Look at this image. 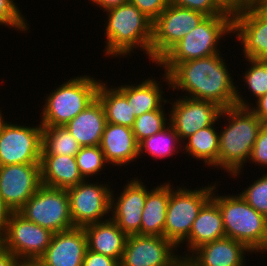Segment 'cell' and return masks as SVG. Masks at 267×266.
<instances>
[{
    "instance_id": "obj_15",
    "label": "cell",
    "mask_w": 267,
    "mask_h": 266,
    "mask_svg": "<svg viewBox=\"0 0 267 266\" xmlns=\"http://www.w3.org/2000/svg\"><path fill=\"white\" fill-rule=\"evenodd\" d=\"M52 235L50 230L12 212L6 227V249L18 260L40 258L50 245Z\"/></svg>"
},
{
    "instance_id": "obj_14",
    "label": "cell",
    "mask_w": 267,
    "mask_h": 266,
    "mask_svg": "<svg viewBox=\"0 0 267 266\" xmlns=\"http://www.w3.org/2000/svg\"><path fill=\"white\" fill-rule=\"evenodd\" d=\"M177 96L175 95L174 98L171 96L167 105H170L168 106L170 124L179 135L182 143L198 130L211 126L219 119L222 108L217 104Z\"/></svg>"
},
{
    "instance_id": "obj_2",
    "label": "cell",
    "mask_w": 267,
    "mask_h": 266,
    "mask_svg": "<svg viewBox=\"0 0 267 266\" xmlns=\"http://www.w3.org/2000/svg\"><path fill=\"white\" fill-rule=\"evenodd\" d=\"M220 118L224 122L219 126L218 170L237 181L242 178L264 123L248 107L222 109Z\"/></svg>"
},
{
    "instance_id": "obj_26",
    "label": "cell",
    "mask_w": 267,
    "mask_h": 266,
    "mask_svg": "<svg viewBox=\"0 0 267 266\" xmlns=\"http://www.w3.org/2000/svg\"><path fill=\"white\" fill-rule=\"evenodd\" d=\"M170 179L157 183L158 185L148 192L145 201L142 221L141 235L164 236L167 208L170 198Z\"/></svg>"
},
{
    "instance_id": "obj_34",
    "label": "cell",
    "mask_w": 267,
    "mask_h": 266,
    "mask_svg": "<svg viewBox=\"0 0 267 266\" xmlns=\"http://www.w3.org/2000/svg\"><path fill=\"white\" fill-rule=\"evenodd\" d=\"M22 13L16 0H0V25L10 28L11 31H18L17 33L29 34L31 25L26 19L27 15L25 17Z\"/></svg>"
},
{
    "instance_id": "obj_17",
    "label": "cell",
    "mask_w": 267,
    "mask_h": 266,
    "mask_svg": "<svg viewBox=\"0 0 267 266\" xmlns=\"http://www.w3.org/2000/svg\"><path fill=\"white\" fill-rule=\"evenodd\" d=\"M233 38L241 57L267 60V16L253 3L233 17Z\"/></svg>"
},
{
    "instance_id": "obj_11",
    "label": "cell",
    "mask_w": 267,
    "mask_h": 266,
    "mask_svg": "<svg viewBox=\"0 0 267 266\" xmlns=\"http://www.w3.org/2000/svg\"><path fill=\"white\" fill-rule=\"evenodd\" d=\"M6 121L0 134V166L40 164L42 125ZM13 123H12V122ZM27 125V126H26Z\"/></svg>"
},
{
    "instance_id": "obj_49",
    "label": "cell",
    "mask_w": 267,
    "mask_h": 266,
    "mask_svg": "<svg viewBox=\"0 0 267 266\" xmlns=\"http://www.w3.org/2000/svg\"><path fill=\"white\" fill-rule=\"evenodd\" d=\"M176 266H193L190 262H188L186 259H181Z\"/></svg>"
},
{
    "instance_id": "obj_42",
    "label": "cell",
    "mask_w": 267,
    "mask_h": 266,
    "mask_svg": "<svg viewBox=\"0 0 267 266\" xmlns=\"http://www.w3.org/2000/svg\"><path fill=\"white\" fill-rule=\"evenodd\" d=\"M127 3H129V0H95L92 3V6L95 5L96 10H98L97 8H99V10H103L102 12L104 13L111 8Z\"/></svg>"
},
{
    "instance_id": "obj_20",
    "label": "cell",
    "mask_w": 267,
    "mask_h": 266,
    "mask_svg": "<svg viewBox=\"0 0 267 266\" xmlns=\"http://www.w3.org/2000/svg\"><path fill=\"white\" fill-rule=\"evenodd\" d=\"M84 228L53 233L50 245L40 259L47 266H82L87 251Z\"/></svg>"
},
{
    "instance_id": "obj_43",
    "label": "cell",
    "mask_w": 267,
    "mask_h": 266,
    "mask_svg": "<svg viewBox=\"0 0 267 266\" xmlns=\"http://www.w3.org/2000/svg\"><path fill=\"white\" fill-rule=\"evenodd\" d=\"M12 211L9 207L2 201L0 197V229H6L7 222L11 215Z\"/></svg>"
},
{
    "instance_id": "obj_18",
    "label": "cell",
    "mask_w": 267,
    "mask_h": 266,
    "mask_svg": "<svg viewBox=\"0 0 267 266\" xmlns=\"http://www.w3.org/2000/svg\"><path fill=\"white\" fill-rule=\"evenodd\" d=\"M159 78L150 75V77L148 76L147 79L144 78L139 82V79H137L136 82L128 80L126 81L127 83H125V81L124 83H115L117 85L114 84V86L127 98L128 103H131L132 112L136 117H138L144 113L162 109L165 104H168L169 98H166V96L172 95L171 92H169V76L166 72H163L161 75H159ZM162 82H164L166 85ZM165 86L168 87L166 89V91L168 90L167 93H170L168 95L165 94L166 91H164L165 89H163V87L165 88Z\"/></svg>"
},
{
    "instance_id": "obj_31",
    "label": "cell",
    "mask_w": 267,
    "mask_h": 266,
    "mask_svg": "<svg viewBox=\"0 0 267 266\" xmlns=\"http://www.w3.org/2000/svg\"><path fill=\"white\" fill-rule=\"evenodd\" d=\"M81 147L64 125L42 126L41 155L76 156Z\"/></svg>"
},
{
    "instance_id": "obj_19",
    "label": "cell",
    "mask_w": 267,
    "mask_h": 266,
    "mask_svg": "<svg viewBox=\"0 0 267 266\" xmlns=\"http://www.w3.org/2000/svg\"><path fill=\"white\" fill-rule=\"evenodd\" d=\"M249 255L253 252L243 243L225 236L195 249L186 260L193 266H247Z\"/></svg>"
},
{
    "instance_id": "obj_8",
    "label": "cell",
    "mask_w": 267,
    "mask_h": 266,
    "mask_svg": "<svg viewBox=\"0 0 267 266\" xmlns=\"http://www.w3.org/2000/svg\"><path fill=\"white\" fill-rule=\"evenodd\" d=\"M26 220L58 233L74 228L66 189L41 185L37 192L18 210Z\"/></svg>"
},
{
    "instance_id": "obj_44",
    "label": "cell",
    "mask_w": 267,
    "mask_h": 266,
    "mask_svg": "<svg viewBox=\"0 0 267 266\" xmlns=\"http://www.w3.org/2000/svg\"><path fill=\"white\" fill-rule=\"evenodd\" d=\"M17 257L14 256L8 249L0 254V266H17Z\"/></svg>"
},
{
    "instance_id": "obj_33",
    "label": "cell",
    "mask_w": 267,
    "mask_h": 266,
    "mask_svg": "<svg viewBox=\"0 0 267 266\" xmlns=\"http://www.w3.org/2000/svg\"><path fill=\"white\" fill-rule=\"evenodd\" d=\"M165 107L167 106L136 117L132 131L138 143L143 139L160 132L170 124V112L168 107Z\"/></svg>"
},
{
    "instance_id": "obj_35",
    "label": "cell",
    "mask_w": 267,
    "mask_h": 266,
    "mask_svg": "<svg viewBox=\"0 0 267 266\" xmlns=\"http://www.w3.org/2000/svg\"><path fill=\"white\" fill-rule=\"evenodd\" d=\"M257 176L238 194L258 213L267 218V172Z\"/></svg>"
},
{
    "instance_id": "obj_25",
    "label": "cell",
    "mask_w": 267,
    "mask_h": 266,
    "mask_svg": "<svg viewBox=\"0 0 267 266\" xmlns=\"http://www.w3.org/2000/svg\"><path fill=\"white\" fill-rule=\"evenodd\" d=\"M41 183L48 187L68 189L81 183L75 156L41 155Z\"/></svg>"
},
{
    "instance_id": "obj_39",
    "label": "cell",
    "mask_w": 267,
    "mask_h": 266,
    "mask_svg": "<svg viewBox=\"0 0 267 266\" xmlns=\"http://www.w3.org/2000/svg\"><path fill=\"white\" fill-rule=\"evenodd\" d=\"M82 266H119V262L112 257L87 249Z\"/></svg>"
},
{
    "instance_id": "obj_7",
    "label": "cell",
    "mask_w": 267,
    "mask_h": 266,
    "mask_svg": "<svg viewBox=\"0 0 267 266\" xmlns=\"http://www.w3.org/2000/svg\"><path fill=\"white\" fill-rule=\"evenodd\" d=\"M170 179V198L165 223V238L177 247L189 236L193 222L203 205L212 197L214 182L191 188Z\"/></svg>"
},
{
    "instance_id": "obj_12",
    "label": "cell",
    "mask_w": 267,
    "mask_h": 266,
    "mask_svg": "<svg viewBox=\"0 0 267 266\" xmlns=\"http://www.w3.org/2000/svg\"><path fill=\"white\" fill-rule=\"evenodd\" d=\"M136 176L126 180V183L118 189L112 188L110 218L127 235H141L142 213L148 192L153 188L145 184V180ZM116 192V193H115Z\"/></svg>"
},
{
    "instance_id": "obj_13",
    "label": "cell",
    "mask_w": 267,
    "mask_h": 266,
    "mask_svg": "<svg viewBox=\"0 0 267 266\" xmlns=\"http://www.w3.org/2000/svg\"><path fill=\"white\" fill-rule=\"evenodd\" d=\"M179 251L164 236L129 235L119 266H176Z\"/></svg>"
},
{
    "instance_id": "obj_21",
    "label": "cell",
    "mask_w": 267,
    "mask_h": 266,
    "mask_svg": "<svg viewBox=\"0 0 267 266\" xmlns=\"http://www.w3.org/2000/svg\"><path fill=\"white\" fill-rule=\"evenodd\" d=\"M223 237H225V229L222 214L217 202L211 197L193 222L189 236L178 246L180 250L182 249L179 251L180 256L186 259L200 246Z\"/></svg>"
},
{
    "instance_id": "obj_40",
    "label": "cell",
    "mask_w": 267,
    "mask_h": 266,
    "mask_svg": "<svg viewBox=\"0 0 267 266\" xmlns=\"http://www.w3.org/2000/svg\"><path fill=\"white\" fill-rule=\"evenodd\" d=\"M215 4L232 17L242 12L251 2L249 0H213Z\"/></svg>"
},
{
    "instance_id": "obj_41",
    "label": "cell",
    "mask_w": 267,
    "mask_h": 266,
    "mask_svg": "<svg viewBox=\"0 0 267 266\" xmlns=\"http://www.w3.org/2000/svg\"><path fill=\"white\" fill-rule=\"evenodd\" d=\"M248 108L260 121L267 124V93L255 100Z\"/></svg>"
},
{
    "instance_id": "obj_51",
    "label": "cell",
    "mask_w": 267,
    "mask_h": 266,
    "mask_svg": "<svg viewBox=\"0 0 267 266\" xmlns=\"http://www.w3.org/2000/svg\"><path fill=\"white\" fill-rule=\"evenodd\" d=\"M88 1H89L88 4H92L95 0H88Z\"/></svg>"
},
{
    "instance_id": "obj_6",
    "label": "cell",
    "mask_w": 267,
    "mask_h": 266,
    "mask_svg": "<svg viewBox=\"0 0 267 266\" xmlns=\"http://www.w3.org/2000/svg\"><path fill=\"white\" fill-rule=\"evenodd\" d=\"M86 74V75H85ZM93 73H81L59 83L42 97L39 122L42 126H63L83 111L96 99L101 78Z\"/></svg>"
},
{
    "instance_id": "obj_37",
    "label": "cell",
    "mask_w": 267,
    "mask_h": 266,
    "mask_svg": "<svg viewBox=\"0 0 267 266\" xmlns=\"http://www.w3.org/2000/svg\"><path fill=\"white\" fill-rule=\"evenodd\" d=\"M169 4L195 10L206 16L229 15L224 13L213 0H169Z\"/></svg>"
},
{
    "instance_id": "obj_10",
    "label": "cell",
    "mask_w": 267,
    "mask_h": 266,
    "mask_svg": "<svg viewBox=\"0 0 267 266\" xmlns=\"http://www.w3.org/2000/svg\"><path fill=\"white\" fill-rule=\"evenodd\" d=\"M93 180H83L67 189L74 227L83 228L110 218L111 192L114 185L111 186L110 181L106 179L104 182Z\"/></svg>"
},
{
    "instance_id": "obj_5",
    "label": "cell",
    "mask_w": 267,
    "mask_h": 266,
    "mask_svg": "<svg viewBox=\"0 0 267 266\" xmlns=\"http://www.w3.org/2000/svg\"><path fill=\"white\" fill-rule=\"evenodd\" d=\"M217 180L214 181L212 198L221 211L225 236L243 243L256 256L260 255L267 248V218L237 192L218 194L221 180Z\"/></svg>"
},
{
    "instance_id": "obj_30",
    "label": "cell",
    "mask_w": 267,
    "mask_h": 266,
    "mask_svg": "<svg viewBox=\"0 0 267 266\" xmlns=\"http://www.w3.org/2000/svg\"><path fill=\"white\" fill-rule=\"evenodd\" d=\"M178 153L183 155V143L171 124L138 143L139 159L148 155L150 160L154 158L153 160L158 161L173 158Z\"/></svg>"
},
{
    "instance_id": "obj_29",
    "label": "cell",
    "mask_w": 267,
    "mask_h": 266,
    "mask_svg": "<svg viewBox=\"0 0 267 266\" xmlns=\"http://www.w3.org/2000/svg\"><path fill=\"white\" fill-rule=\"evenodd\" d=\"M96 98L103 106L106 122L132 128L136 119L132 112L131 103L127 98L107 80H101Z\"/></svg>"
},
{
    "instance_id": "obj_23",
    "label": "cell",
    "mask_w": 267,
    "mask_h": 266,
    "mask_svg": "<svg viewBox=\"0 0 267 266\" xmlns=\"http://www.w3.org/2000/svg\"><path fill=\"white\" fill-rule=\"evenodd\" d=\"M84 228L88 250L103 254L120 262L127 235L111 218L87 225Z\"/></svg>"
},
{
    "instance_id": "obj_45",
    "label": "cell",
    "mask_w": 267,
    "mask_h": 266,
    "mask_svg": "<svg viewBox=\"0 0 267 266\" xmlns=\"http://www.w3.org/2000/svg\"><path fill=\"white\" fill-rule=\"evenodd\" d=\"M17 266H47L40 258L35 259H19Z\"/></svg>"
},
{
    "instance_id": "obj_16",
    "label": "cell",
    "mask_w": 267,
    "mask_h": 266,
    "mask_svg": "<svg viewBox=\"0 0 267 266\" xmlns=\"http://www.w3.org/2000/svg\"><path fill=\"white\" fill-rule=\"evenodd\" d=\"M41 185L40 164L0 166V197L12 212H18Z\"/></svg>"
},
{
    "instance_id": "obj_36",
    "label": "cell",
    "mask_w": 267,
    "mask_h": 266,
    "mask_svg": "<svg viewBox=\"0 0 267 266\" xmlns=\"http://www.w3.org/2000/svg\"><path fill=\"white\" fill-rule=\"evenodd\" d=\"M248 163L251 164V167L256 165L259 170L263 169L261 173L267 172V124H264L259 130Z\"/></svg>"
},
{
    "instance_id": "obj_1",
    "label": "cell",
    "mask_w": 267,
    "mask_h": 266,
    "mask_svg": "<svg viewBox=\"0 0 267 266\" xmlns=\"http://www.w3.org/2000/svg\"><path fill=\"white\" fill-rule=\"evenodd\" d=\"M223 52L178 63L168 73L171 92L181 91L176 95L210 101L222 109L235 106L237 81Z\"/></svg>"
},
{
    "instance_id": "obj_50",
    "label": "cell",
    "mask_w": 267,
    "mask_h": 266,
    "mask_svg": "<svg viewBox=\"0 0 267 266\" xmlns=\"http://www.w3.org/2000/svg\"><path fill=\"white\" fill-rule=\"evenodd\" d=\"M261 254H264L265 257H267V256H266V254H267V248H266Z\"/></svg>"
},
{
    "instance_id": "obj_38",
    "label": "cell",
    "mask_w": 267,
    "mask_h": 266,
    "mask_svg": "<svg viewBox=\"0 0 267 266\" xmlns=\"http://www.w3.org/2000/svg\"><path fill=\"white\" fill-rule=\"evenodd\" d=\"M152 22L166 9L169 0H129Z\"/></svg>"
},
{
    "instance_id": "obj_9",
    "label": "cell",
    "mask_w": 267,
    "mask_h": 266,
    "mask_svg": "<svg viewBox=\"0 0 267 266\" xmlns=\"http://www.w3.org/2000/svg\"><path fill=\"white\" fill-rule=\"evenodd\" d=\"M206 17L201 12L169 4L153 21L150 64L156 65L184 35L196 28Z\"/></svg>"
},
{
    "instance_id": "obj_28",
    "label": "cell",
    "mask_w": 267,
    "mask_h": 266,
    "mask_svg": "<svg viewBox=\"0 0 267 266\" xmlns=\"http://www.w3.org/2000/svg\"><path fill=\"white\" fill-rule=\"evenodd\" d=\"M241 61L246 62V69L239 78L243 83L238 80L235 106L249 107L255 100L267 93V60L242 57L240 63ZM243 89L244 91H242Z\"/></svg>"
},
{
    "instance_id": "obj_27",
    "label": "cell",
    "mask_w": 267,
    "mask_h": 266,
    "mask_svg": "<svg viewBox=\"0 0 267 266\" xmlns=\"http://www.w3.org/2000/svg\"><path fill=\"white\" fill-rule=\"evenodd\" d=\"M221 118L204 129H200L193 135L189 136L183 142V153L185 156L200 161L205 166L213 169V172L218 170V150H219V124ZM218 125V126H217ZM214 169H216L214 171Z\"/></svg>"
},
{
    "instance_id": "obj_47",
    "label": "cell",
    "mask_w": 267,
    "mask_h": 266,
    "mask_svg": "<svg viewBox=\"0 0 267 266\" xmlns=\"http://www.w3.org/2000/svg\"><path fill=\"white\" fill-rule=\"evenodd\" d=\"M6 250V229H0V254Z\"/></svg>"
},
{
    "instance_id": "obj_4",
    "label": "cell",
    "mask_w": 267,
    "mask_h": 266,
    "mask_svg": "<svg viewBox=\"0 0 267 266\" xmlns=\"http://www.w3.org/2000/svg\"><path fill=\"white\" fill-rule=\"evenodd\" d=\"M232 35L231 15L207 16L196 28L184 35L154 66L160 67L158 71L162 70L168 74L178 63L219 54L225 51L221 49L226 48V45H223L226 42L225 38H233Z\"/></svg>"
},
{
    "instance_id": "obj_22",
    "label": "cell",
    "mask_w": 267,
    "mask_h": 266,
    "mask_svg": "<svg viewBox=\"0 0 267 266\" xmlns=\"http://www.w3.org/2000/svg\"><path fill=\"white\" fill-rule=\"evenodd\" d=\"M100 148L104 153L106 162L121 170V167L139 161L138 142L135 139L132 128L106 122Z\"/></svg>"
},
{
    "instance_id": "obj_32",
    "label": "cell",
    "mask_w": 267,
    "mask_h": 266,
    "mask_svg": "<svg viewBox=\"0 0 267 266\" xmlns=\"http://www.w3.org/2000/svg\"><path fill=\"white\" fill-rule=\"evenodd\" d=\"M79 172L84 180L98 179L111 167L105 160L100 146L81 147L75 156ZM106 167V169H105ZM99 176L98 178L96 176ZM96 177V178H95Z\"/></svg>"
},
{
    "instance_id": "obj_48",
    "label": "cell",
    "mask_w": 267,
    "mask_h": 266,
    "mask_svg": "<svg viewBox=\"0 0 267 266\" xmlns=\"http://www.w3.org/2000/svg\"><path fill=\"white\" fill-rule=\"evenodd\" d=\"M1 109H4V108L2 107L0 108V134L2 131L3 124L7 121V118H6L7 115L4 116V113H3V111L5 112V110H1Z\"/></svg>"
},
{
    "instance_id": "obj_3",
    "label": "cell",
    "mask_w": 267,
    "mask_h": 266,
    "mask_svg": "<svg viewBox=\"0 0 267 266\" xmlns=\"http://www.w3.org/2000/svg\"><path fill=\"white\" fill-rule=\"evenodd\" d=\"M103 33L106 58L124 59L138 51L146 55L150 65V47L153 22L131 3L119 5L104 13ZM135 53V54H134ZM133 54V55H132ZM129 55V56H128Z\"/></svg>"
},
{
    "instance_id": "obj_46",
    "label": "cell",
    "mask_w": 267,
    "mask_h": 266,
    "mask_svg": "<svg viewBox=\"0 0 267 266\" xmlns=\"http://www.w3.org/2000/svg\"><path fill=\"white\" fill-rule=\"evenodd\" d=\"M253 4L267 16V0H255Z\"/></svg>"
},
{
    "instance_id": "obj_24",
    "label": "cell",
    "mask_w": 267,
    "mask_h": 266,
    "mask_svg": "<svg viewBox=\"0 0 267 266\" xmlns=\"http://www.w3.org/2000/svg\"><path fill=\"white\" fill-rule=\"evenodd\" d=\"M105 125V112L96 98L64 126L82 147H86L100 146Z\"/></svg>"
}]
</instances>
